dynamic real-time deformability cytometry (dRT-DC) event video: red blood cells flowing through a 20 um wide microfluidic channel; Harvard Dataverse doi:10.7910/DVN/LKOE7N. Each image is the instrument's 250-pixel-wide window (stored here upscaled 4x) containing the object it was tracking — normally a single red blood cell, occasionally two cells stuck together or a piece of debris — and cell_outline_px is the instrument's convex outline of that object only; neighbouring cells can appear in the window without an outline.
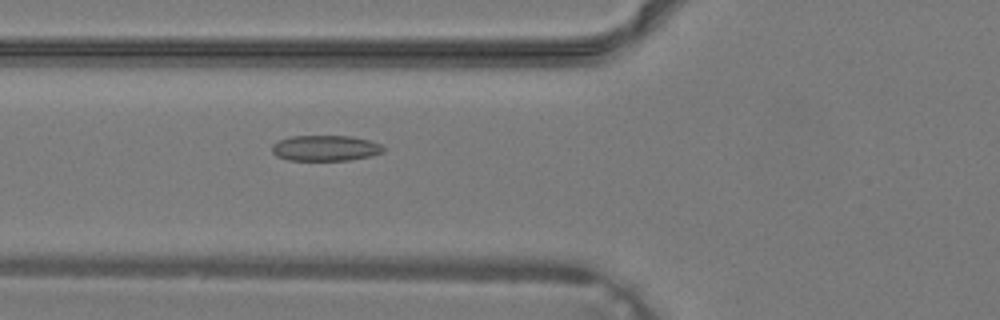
{"species": "common noctule bat (a hibernating species)", "species_latin": "Nyctalus noctula", "temperature_condition": "warm", "stored_images_in_passage": 40, "camera_frame_rate_fps": 3000, "um_per_image_px": 0.085, "animal": {"sex": "male", "body_mass_g": 19.2, "forearm_length_mm": 51.8}, "frame": {"image": 1, "passage_image": 16, "time_ms": 5.0, "image_size_px": [1000, 320], "cell_outline_px": [[384, 152], [372, 156], [348, 160], [288, 160], [276, 156], [272, 152], [272, 144], [280, 140], [292, 136], [352, 136], [368, 140], [380, 144], [384, 148]], "centroid_in_image_um": [27.66, 12.59], "position_along_channel_um": 98.1, "area_um2": 16.65}}
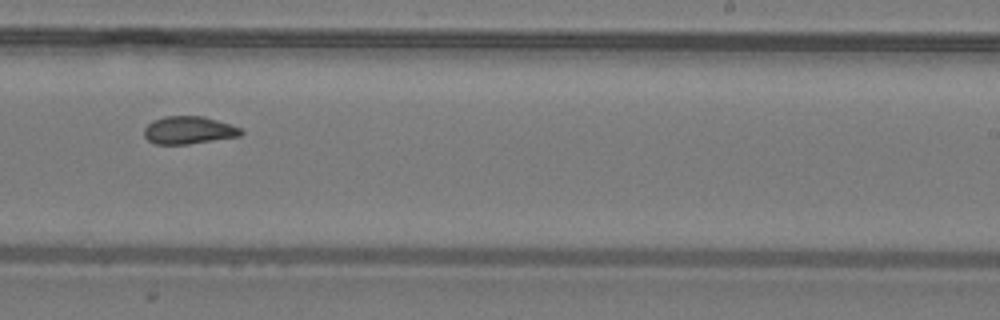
{"frame": {"image": 2, "passage_image": 26, "time_ms": 8.333, "image_size_px": [1000, 320], "cell_outline_px": [[244, 132], [240, 136], [188, 144], [156, 144], [148, 140], [144, 136], [144, 128], [152, 120], [164, 116], [204, 116], [240, 128]], "centroid_in_image_um": [16.01, 11.06], "position_along_channel_um": 273.0, "area_um2": 15.55}}
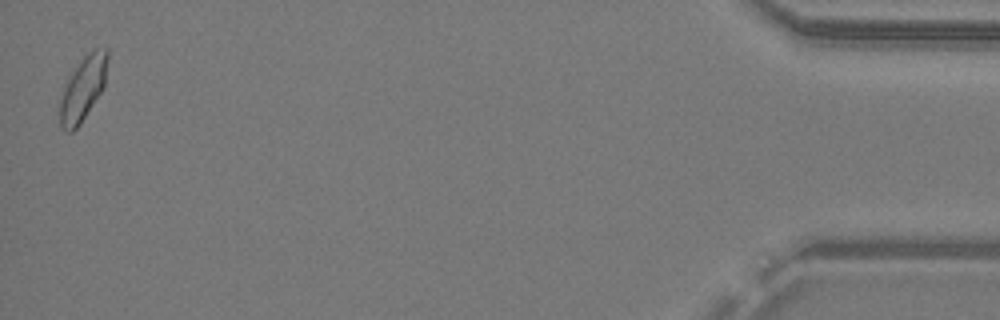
{"frame": {"image": 3, "passage_image": 40, "time_ms": 13.0, "image_size_px": [1000, 320], "cell_outline_px": [[108, 56], [104, 88], [80, 124], [72, 132], [68, 132], [60, 128], [60, 100], [64, 84], [80, 60], [88, 52], [96, 48], [108, 48]], "centroid_in_image_um": [7.05, 7.52], "position_along_channel_um": 428.1, "area_um2": 17.92}}